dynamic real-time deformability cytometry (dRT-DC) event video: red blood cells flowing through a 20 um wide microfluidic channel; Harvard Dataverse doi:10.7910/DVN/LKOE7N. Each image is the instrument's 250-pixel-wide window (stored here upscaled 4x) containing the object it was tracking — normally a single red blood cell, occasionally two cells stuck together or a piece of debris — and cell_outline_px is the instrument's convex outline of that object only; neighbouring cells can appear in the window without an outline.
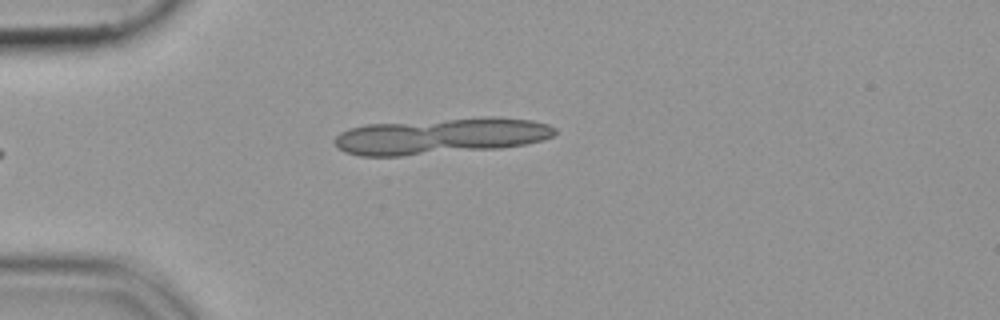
{"species": "common noctule bat (a hibernating species)", "species_latin": "Nyctalus noctula", "temperature_condition": "cold", "stored_images_in_passage": 3, "camera_frame_rate_fps": 3000, "um_per_image_px": 0.085, "animal": {"sex": "female", "body_mass_g": 19.9}, "frame": {"image": 1, "passage_image": 3, "time_ms": 0.667, "image_size_px": [1000, 320], "cell_outline_px": [[544, 136], [532, 140], [512, 144], [452, 144], [444, 140], [464, 120], [512, 120], [532, 124]], "centroid_in_image_um": [41.91, 11.27], "position_along_channel_um": 43.1, "area_um2": 13.81}}